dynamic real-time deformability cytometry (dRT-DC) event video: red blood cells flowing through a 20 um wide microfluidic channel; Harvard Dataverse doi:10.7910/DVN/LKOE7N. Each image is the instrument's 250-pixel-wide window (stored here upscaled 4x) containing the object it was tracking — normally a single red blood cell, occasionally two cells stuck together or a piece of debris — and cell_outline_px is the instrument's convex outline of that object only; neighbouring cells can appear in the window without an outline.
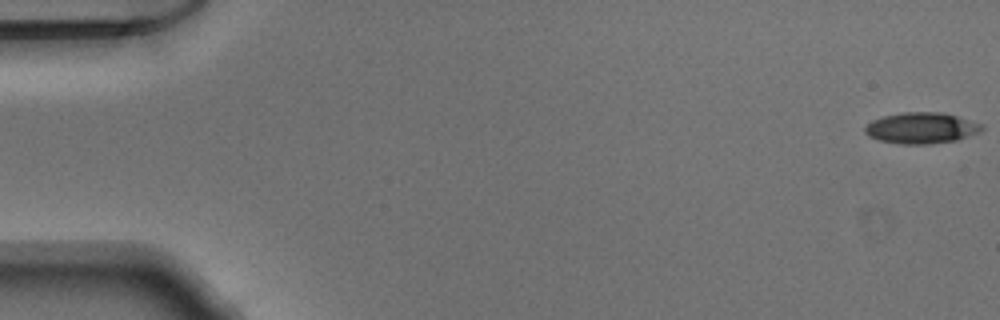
{"species": "Egyptian fruit bat (a non-hibernating species)", "species_latin": "Rousettus aegyptiacus", "temperature_condition": "warm", "stored_images_in_passage": 12, "camera_frame_rate_fps": 3000, "um_per_image_px": 0.085, "animal": {"sex": "male"}, "frame": {"image": 1, "passage_image": 1, "time_ms": 0.0, "image_size_px": [1000, 320], "cell_outline_px": [[984, 128], [980, 132], [956, 140], [928, 144], [900, 144], [880, 140], [868, 136], [864, 132], [864, 128], [872, 120], [884, 116], [904, 112], [940, 112], [956, 116], [984, 124]], "centroid_in_image_um": [78.32, 10.88], "position_along_channel_um": 6.7, "area_um2": 21.1}}